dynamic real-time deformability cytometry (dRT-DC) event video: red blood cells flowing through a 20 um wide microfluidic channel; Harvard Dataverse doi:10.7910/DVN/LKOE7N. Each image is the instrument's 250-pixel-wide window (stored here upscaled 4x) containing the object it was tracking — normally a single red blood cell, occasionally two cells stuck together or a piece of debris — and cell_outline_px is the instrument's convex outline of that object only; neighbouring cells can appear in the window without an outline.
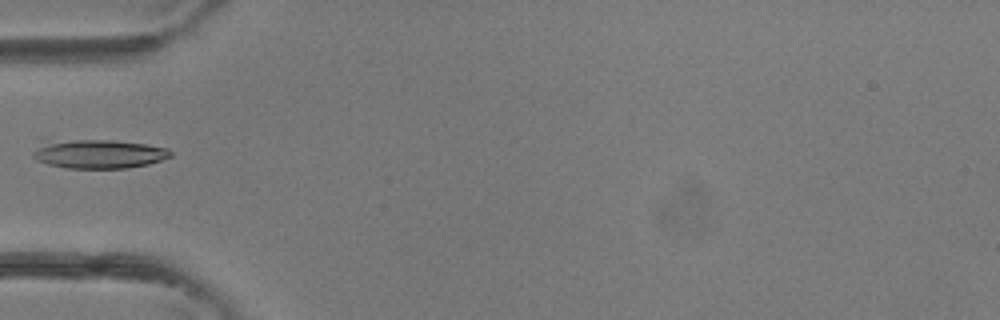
{"species": "common noctule bat (a hibernating species)", "species_latin": "Nyctalus noctula", "temperature_condition": "room temperature", "stored_images_in_passage": 5, "camera_frame_rate_fps": 3000, "um_per_image_px": 0.085, "animal": {"sex": "female"}, "frame": {"image": 1, "passage_image": 5, "time_ms": 1.333, "image_size_px": [1000, 320], "cell_outline_px": [[172, 156], [148, 164], [128, 168], [64, 168], [48, 164], [36, 160], [32, 156], [32, 152], [40, 136], [48, 136], [112, 140], [144, 144], [168, 148], [172, 152]], "centroid_in_image_um": [8.15, 13.01], "position_along_channel_um": 76.9, "area_um2": 24.74}}